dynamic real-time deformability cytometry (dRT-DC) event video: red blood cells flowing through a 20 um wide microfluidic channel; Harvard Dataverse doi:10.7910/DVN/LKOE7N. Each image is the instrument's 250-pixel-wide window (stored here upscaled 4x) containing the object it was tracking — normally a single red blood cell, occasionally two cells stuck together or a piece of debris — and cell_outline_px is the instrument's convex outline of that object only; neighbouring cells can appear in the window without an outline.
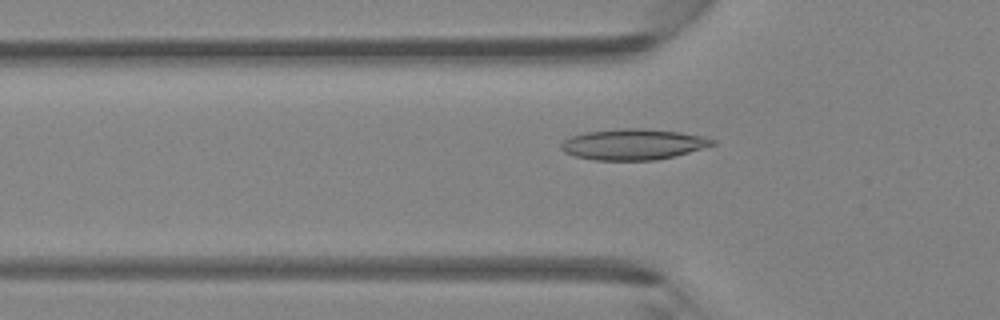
{"species": "Egyptian fruit bat (a non-hibernating species)", "species_latin": "Rousettus aegyptiacus", "temperature_condition": "room temperature", "stored_images_in_passage": 46, "camera_frame_rate_fps": 3000, "um_per_image_px": 0.085, "animal": {"sex": "female"}, "frame": {"image": 1, "passage_image": 15, "time_ms": 4.667, "image_size_px": [1000, 320], "cell_outline_px": [[716, 144], [676, 156], [656, 160], [596, 160], [576, 156], [564, 152], [560, 148], [560, 144], [564, 140], [572, 136], [584, 132], [620, 128], [644, 128], [680, 132], [704, 136], [716, 140]], "centroid_in_image_um": [53.84, 12.26], "position_along_channel_um": 72.0, "area_um2": 27.34}}
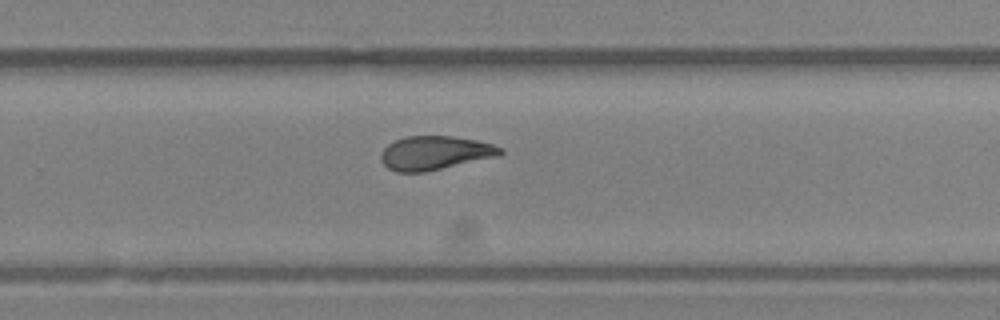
{"frame": {"image": 2, "passage_image": 30, "time_ms": 9.667, "image_size_px": [1000, 320], "cell_outline_px": [[504, 152], [500, 156], [424, 172], [396, 172], [388, 168], [380, 160], [380, 152], [388, 144], [404, 136], [452, 136], [476, 140], [492, 144], [504, 148]], "centroid_in_image_um": [36.97, 13.0], "position_along_channel_um": 292.8, "area_um2": 23.7}}
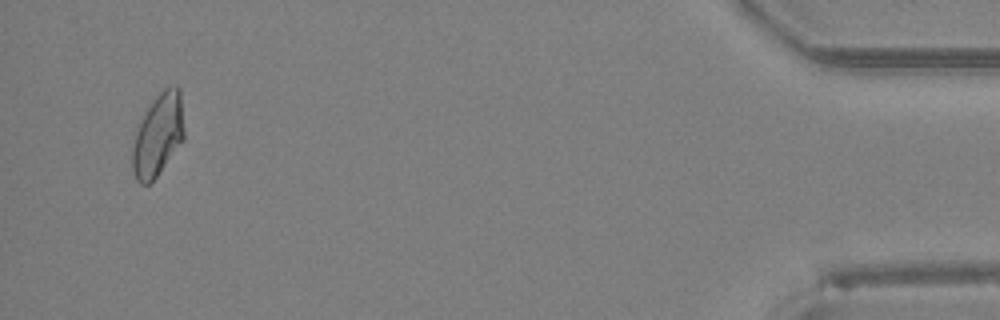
{"frame": {"image": 3, "passage_image": 44, "time_ms": 14.333, "image_size_px": [1000, 320], "cell_outline_px": [[184, 140], [156, 176], [148, 184], [140, 184], [136, 180], [132, 168], [132, 148], [136, 132], [152, 100], [164, 88], [176, 84], [180, 88], [184, 128]], "centroid_in_image_um": [13.45, 11.46], "position_along_channel_um": 421.7, "area_um2": 24.62}}